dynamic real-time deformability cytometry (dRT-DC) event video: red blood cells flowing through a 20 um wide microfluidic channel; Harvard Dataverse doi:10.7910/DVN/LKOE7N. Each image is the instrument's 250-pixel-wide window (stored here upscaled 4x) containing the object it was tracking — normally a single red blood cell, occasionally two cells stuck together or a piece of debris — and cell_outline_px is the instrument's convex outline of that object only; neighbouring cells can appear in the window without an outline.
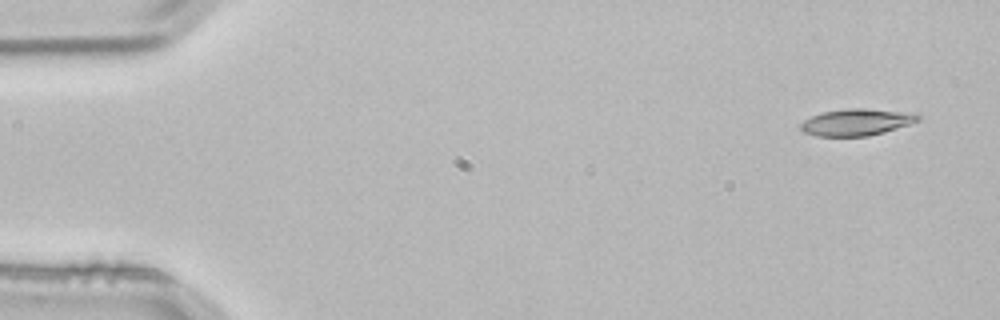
{"species": "common noctule bat (a hibernating species)", "species_latin": "Nyctalus noctula", "temperature_condition": "room temperature", "stored_images_in_passage": 3, "camera_frame_rate_fps": 3000, "um_per_image_px": 0.085, "animal": {"sex": "male", "body_mass_g": 21.5, "forearm_length_mm": 52.0}, "frame": {"image": 1, "passage_image": 1, "time_ms": 0.0, "image_size_px": [1000, 320], "cell_outline_px": [[920, 120], [884, 132], [868, 136], [816, 136], [804, 132], [800, 128], [800, 124], [804, 120], [820, 112], [848, 108], [868, 108], [916, 112], [920, 116]], "centroid_in_image_um": [72.82, 10.36], "position_along_channel_um": 12.2, "area_um2": 18.5}}